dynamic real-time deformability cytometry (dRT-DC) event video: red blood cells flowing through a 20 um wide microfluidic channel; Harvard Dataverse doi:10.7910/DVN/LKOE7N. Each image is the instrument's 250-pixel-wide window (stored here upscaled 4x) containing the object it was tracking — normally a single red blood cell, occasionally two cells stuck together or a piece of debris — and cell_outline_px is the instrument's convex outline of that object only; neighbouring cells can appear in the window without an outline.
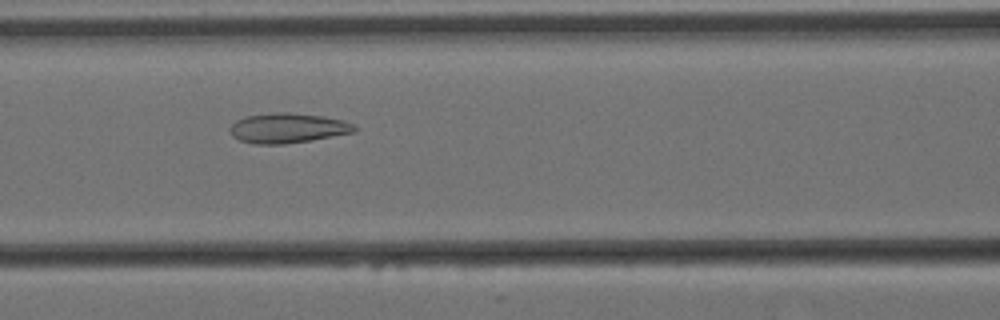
{"species": "Egyptian fruit bat (a non-hibernating species)", "species_latin": "Rousettus aegyptiacus", "temperature_condition": "cold", "stored_images_in_passage": 58, "camera_frame_rate_fps": 3000, "um_per_image_px": 0.085, "animal": {"sex": "female"}, "frame": {"image": 1, "passage_image": 24, "time_ms": 7.667, "image_size_px": [1000, 320], "cell_outline_px": [[356, 132], [284, 144], [252, 144], [240, 140], [232, 136], [228, 128], [236, 120], [244, 116], [276, 112], [288, 112], [324, 116], [344, 120], [356, 124]], "centroid_in_image_um": [24.44, 10.87], "position_along_channel_um": 142.2, "area_um2": 21.85}}
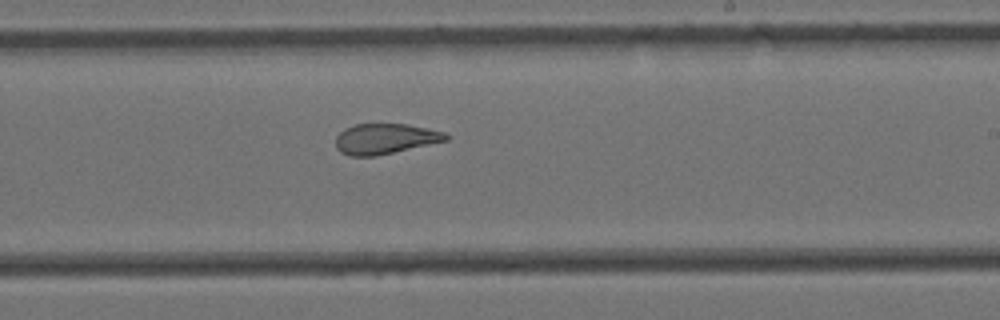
{"frame": {"image": 2, "passage_image": 34, "time_ms": 11.0, "image_size_px": [1000, 320], "cell_outline_px": [[448, 140], [376, 156], [348, 156], [340, 152], [336, 148], [336, 136], [344, 128], [356, 124], [408, 124], [444, 132], [448, 136]], "centroid_in_image_um": [32.69, 11.8], "position_along_channel_um": 256.3, "area_um2": 19.48}}
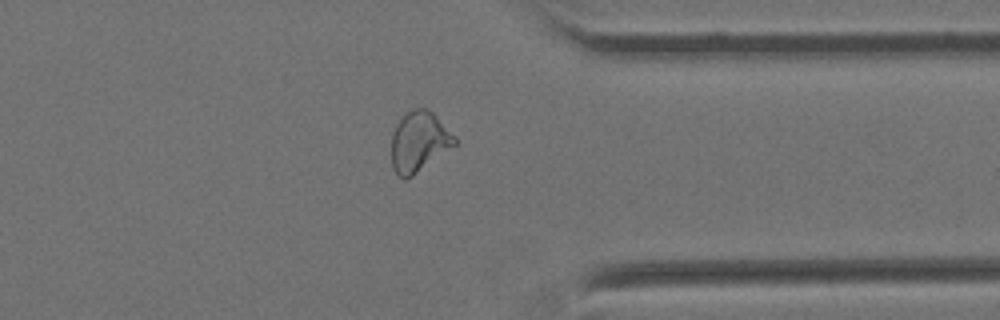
{"frame": {"image": 3, "passage_image": 45, "time_ms": 14.667, "image_size_px": [1000, 320], "cell_outline_px": [[456, 144], [412, 176], [404, 180], [392, 168], [392, 136], [396, 124], [412, 108], [428, 108], [456, 136]], "centroid_in_image_um": [35.62, 12.04], "position_along_channel_um": 375.8, "area_um2": 21.91}, "authors_computed_cell_mechanics": {"area_um2": 24.0159, "velocity_mm_per_s": 3.4378, "shape_relaxation_time_tau1_ms": null, "shape_relaxation_time_tau2_ms": 2.1278, "deformation_change_tau1": null, "deformation_change_tau2": 0.0989}}